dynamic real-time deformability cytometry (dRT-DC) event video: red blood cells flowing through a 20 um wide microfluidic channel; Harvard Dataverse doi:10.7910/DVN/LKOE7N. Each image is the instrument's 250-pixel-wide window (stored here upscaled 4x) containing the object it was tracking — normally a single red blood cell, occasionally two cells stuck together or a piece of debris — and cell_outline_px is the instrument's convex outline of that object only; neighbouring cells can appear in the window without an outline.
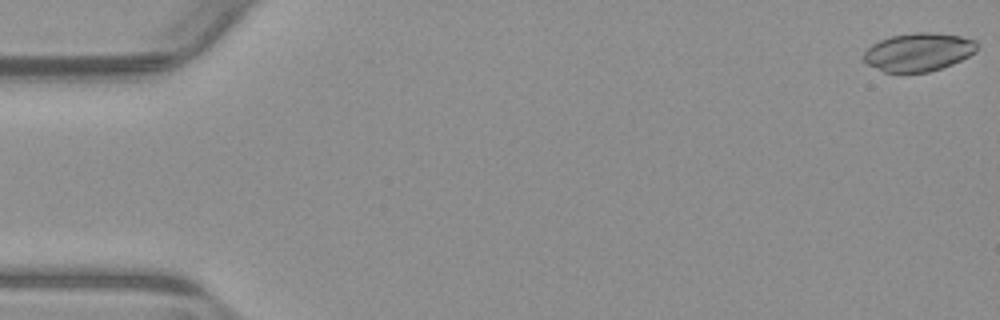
{"species": "common noctule bat (a hibernating species)", "species_latin": "Nyctalus noctula", "temperature_condition": "warm", "stored_images_in_passage": 12, "camera_frame_rate_fps": 3000, "um_per_image_px": 0.085, "animal": {"sex": "male", "body_mass_g": 23.1, "forearm_length_mm": 52.7}, "frame": {"image": 1, "passage_image": 1, "time_ms": 0.0, "image_size_px": [1000, 320], "cell_outline_px": [[976, 52], [952, 64], [928, 72], [884, 72], [868, 64], [864, 60], [864, 52], [872, 44], [880, 40], [892, 36], [916, 32], [936, 32], [960, 36], [976, 40]], "centroid_in_image_um": [78.08, 4.41], "position_along_channel_um": 6.9, "area_um2": 25.09}}